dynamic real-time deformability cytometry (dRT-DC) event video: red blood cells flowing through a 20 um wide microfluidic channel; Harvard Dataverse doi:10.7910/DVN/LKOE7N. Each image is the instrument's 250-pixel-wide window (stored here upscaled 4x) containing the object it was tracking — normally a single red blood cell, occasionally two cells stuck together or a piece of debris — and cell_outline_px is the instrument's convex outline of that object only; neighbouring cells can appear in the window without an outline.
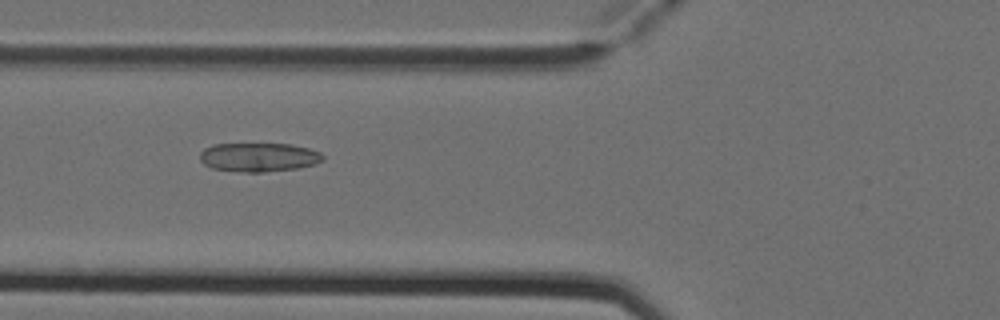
{"species": "Egyptian fruit bat (a non-hibernating species)", "species_latin": "Rousettus aegyptiacus", "temperature_condition": "cold", "stored_images_in_passage": 7, "camera_frame_rate_fps": 3000, "um_per_image_px": 0.085, "animal": {"sex": "female"}, "frame": {"image": 1, "passage_image": 5, "time_ms": 1.333, "image_size_px": [1000, 320], "cell_outline_px": [[324, 160], [316, 164], [300, 168], [264, 172], [240, 172], [212, 168], [204, 164], [200, 160], [200, 152], [204, 148], [212, 144], [292, 144], [308, 148], [320, 152], [324, 156]], "centroid_in_image_um": [22.01, 13.36], "position_along_channel_um": 103.8, "area_um2": 20.92}}
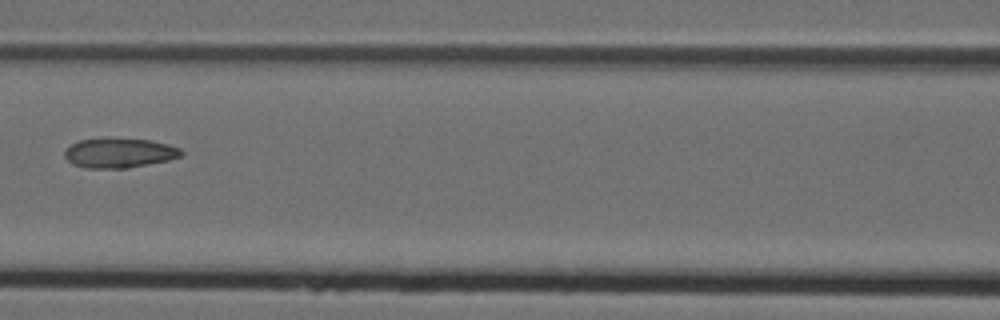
{"frame": {"image": 2, "passage_image": 6, "time_ms": 1.667, "image_size_px": [1000, 320], "cell_outline_px": [[184, 152], [180, 156], [168, 160], [128, 168], [84, 168], [72, 164], [64, 156], [64, 148], [80, 140], [152, 140], [168, 144], [180, 148]], "centroid_in_image_um": [10.13, 13.03], "position_along_channel_um": 156.5, "area_um2": 19.71}}
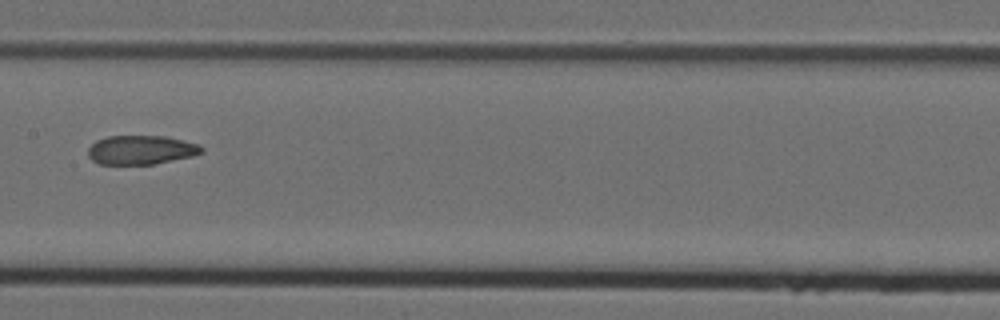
{"frame": {"image": 3, "passage_image": 7, "time_ms": 2.0, "image_size_px": [1000, 320], "cell_outline_px": [[204, 152], [192, 156], [156, 164], [100, 164], [92, 160], [88, 156], [88, 148], [96, 140], [108, 136], [164, 136], [200, 144], [204, 148]], "centroid_in_image_um": [12.01, 12.74], "position_along_channel_um": 195.4, "area_um2": 19.31}}